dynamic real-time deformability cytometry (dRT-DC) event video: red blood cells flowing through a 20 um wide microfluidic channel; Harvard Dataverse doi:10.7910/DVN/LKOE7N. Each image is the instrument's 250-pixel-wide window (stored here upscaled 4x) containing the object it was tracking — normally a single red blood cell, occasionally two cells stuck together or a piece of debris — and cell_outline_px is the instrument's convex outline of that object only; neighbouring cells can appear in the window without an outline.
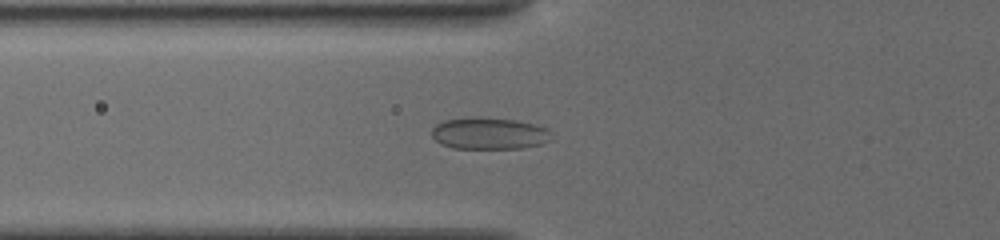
{"species": "common noctule bat (a hibernating species)", "species_latin": "Nyctalus noctula", "temperature_condition": "cold", "stored_images_in_passage": 58, "camera_frame_rate_fps": 3000, "um_per_image_px": 0.085, "animal": {"sex": "female", "body_mass_g": 19.5, "forearm_length_mm": 54.1}, "frame": {"image": 1, "passage_image": 9, "time_ms": 2.667, "image_size_px": [1000, 240], "cell_outline_px": [[552, 140], [540, 144], [524, 148], [452, 148], [440, 144], [432, 136], [432, 128], [436, 124], [444, 120], [480, 116], [516, 120], [548, 128], [552, 132]], "centroid_in_image_um": [41.6, 11.33], "position_along_channel_um": 84.2, "area_um2": 22.43}}
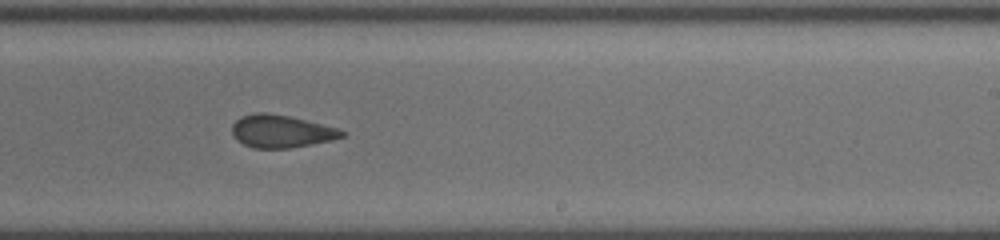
{"frame": {"image": 2, "passage_image": 27, "time_ms": 7.333, "image_size_px": [1000, 240], "cell_outline_px": [[344, 136], [332, 140], [292, 148], [252, 148], [244, 144], [232, 132], [232, 124], [240, 116], [256, 112], [268, 112], [292, 116], [340, 128], [344, 132]], "centroid_in_image_um": [23.93, 11.14], "position_along_channel_um": 265.1, "area_um2": 21.1}}
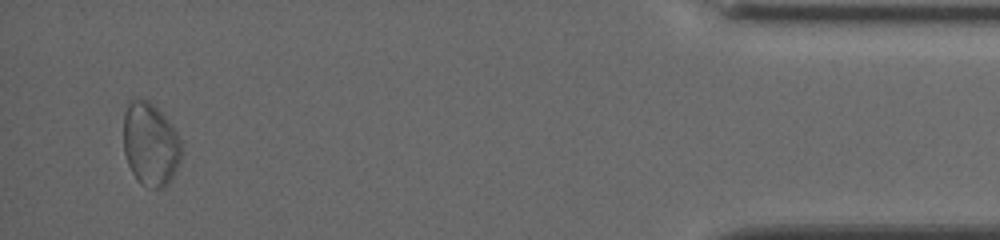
{"frame": {"image": 3, "passage_image": 57, "time_ms": 13.0, "image_size_px": [1000, 240], "cell_outline_px": [[184, 152], [168, 184], [164, 188], [152, 188], [140, 184], [132, 172], [128, 164], [124, 152], [124, 112], [128, 100], [148, 100], [168, 120], [176, 132], [180, 140]], "centroid_in_image_um": [12.78, 12.27], "position_along_channel_um": 422.4, "area_um2": 28.09}, "authors_computed_cell_mechanics": {"area_um2": 21.5594, "velocity_mm_per_s": 3.8767, "shape_relaxation_time_tau1_ms": null, "shape_relaxation_time_tau2_ms": 1.0715, "deformation_change_tau1": null, "deformation_change_tau2": 0.0759}}